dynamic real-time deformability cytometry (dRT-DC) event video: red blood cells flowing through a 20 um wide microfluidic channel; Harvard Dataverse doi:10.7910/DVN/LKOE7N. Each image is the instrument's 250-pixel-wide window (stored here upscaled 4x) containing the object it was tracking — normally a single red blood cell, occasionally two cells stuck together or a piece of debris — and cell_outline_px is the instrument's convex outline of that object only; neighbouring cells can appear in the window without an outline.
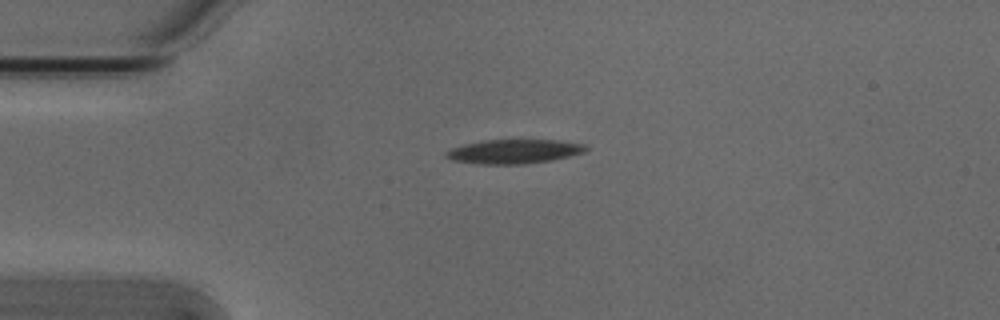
{"species": "Egyptian fruit bat (a non-hibernating species)", "species_latin": "Rousettus aegyptiacus", "temperature_condition": "cold", "stored_images_in_passage": 4, "camera_frame_rate_fps": 3000, "um_per_image_px": 0.085, "animal": {"sex": "male"}, "frame": {"image": 1, "passage_image": 1, "time_ms": 0.0, "image_size_px": [1000, 320], "cell_outline_px": [[588, 148], [584, 152], [552, 160], [524, 164], [480, 164], [452, 160], [444, 156], [444, 152], [452, 148], [464, 144], [484, 140], [556, 140], [584, 144]], "centroid_in_image_um": [43.66, 12.88], "position_along_channel_um": 41.3, "area_um2": 19.59}}
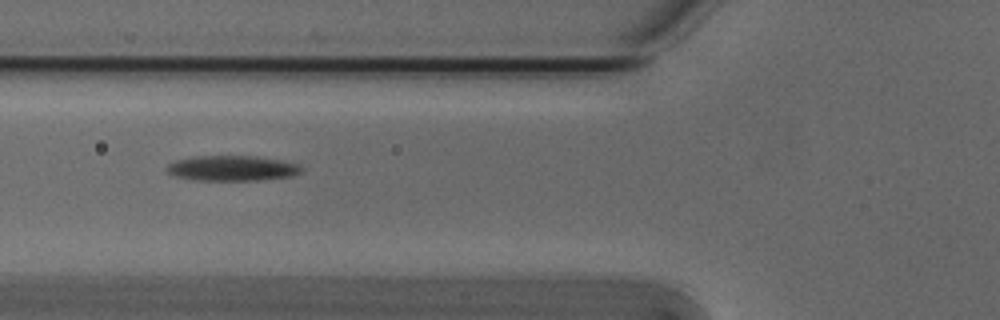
{"frame": {"image": 2, "passage_image": 3, "time_ms": 0.667, "image_size_px": [1000, 320], "cell_outline_px": [[304, 168], [300, 172], [292, 176], [256, 180], [196, 180], [176, 176], [168, 172], [164, 168], [168, 164], [176, 160], [192, 156], [256, 156], [280, 160], [296, 164]], "centroid_in_image_um": [19.7, 14.29], "position_along_channel_um": 106.1, "area_um2": 19.71}}